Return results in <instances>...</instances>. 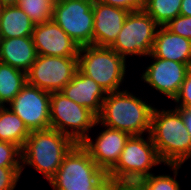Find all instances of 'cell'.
Returning a JSON list of instances; mask_svg holds the SVG:
<instances>
[{"instance_id":"obj_1","label":"cell","mask_w":191,"mask_h":190,"mask_svg":"<svg viewBox=\"0 0 191 190\" xmlns=\"http://www.w3.org/2000/svg\"><path fill=\"white\" fill-rule=\"evenodd\" d=\"M149 135L164 165H183L191 160V136L180 109L154 107Z\"/></svg>"},{"instance_id":"obj_2","label":"cell","mask_w":191,"mask_h":190,"mask_svg":"<svg viewBox=\"0 0 191 190\" xmlns=\"http://www.w3.org/2000/svg\"><path fill=\"white\" fill-rule=\"evenodd\" d=\"M107 93L98 121L107 127L128 133L130 136L150 133L155 105L146 98L136 97L129 89ZM153 105V106H152ZM145 133V134H144Z\"/></svg>"},{"instance_id":"obj_3","label":"cell","mask_w":191,"mask_h":190,"mask_svg":"<svg viewBox=\"0 0 191 190\" xmlns=\"http://www.w3.org/2000/svg\"><path fill=\"white\" fill-rule=\"evenodd\" d=\"M75 144L69 136L52 128L32 131L21 149V173L27 165L43 174L49 181Z\"/></svg>"},{"instance_id":"obj_4","label":"cell","mask_w":191,"mask_h":190,"mask_svg":"<svg viewBox=\"0 0 191 190\" xmlns=\"http://www.w3.org/2000/svg\"><path fill=\"white\" fill-rule=\"evenodd\" d=\"M126 61L110 47L86 45L78 52V69L106 93L124 90L121 85L127 78L126 69L129 67Z\"/></svg>"},{"instance_id":"obj_5","label":"cell","mask_w":191,"mask_h":190,"mask_svg":"<svg viewBox=\"0 0 191 190\" xmlns=\"http://www.w3.org/2000/svg\"><path fill=\"white\" fill-rule=\"evenodd\" d=\"M162 163L149 134L130 136L118 162L107 175L114 183L138 181L151 175V170Z\"/></svg>"},{"instance_id":"obj_6","label":"cell","mask_w":191,"mask_h":190,"mask_svg":"<svg viewBox=\"0 0 191 190\" xmlns=\"http://www.w3.org/2000/svg\"><path fill=\"white\" fill-rule=\"evenodd\" d=\"M105 174L89 152L76 143L48 182L53 190H90Z\"/></svg>"},{"instance_id":"obj_7","label":"cell","mask_w":191,"mask_h":190,"mask_svg":"<svg viewBox=\"0 0 191 190\" xmlns=\"http://www.w3.org/2000/svg\"><path fill=\"white\" fill-rule=\"evenodd\" d=\"M98 125V117L92 111L61 92H51L50 128L69 136L75 143H81Z\"/></svg>"},{"instance_id":"obj_8","label":"cell","mask_w":191,"mask_h":190,"mask_svg":"<svg viewBox=\"0 0 191 190\" xmlns=\"http://www.w3.org/2000/svg\"><path fill=\"white\" fill-rule=\"evenodd\" d=\"M159 25L143 9L129 12L115 42L110 46L127 60L128 57H146L153 49Z\"/></svg>"},{"instance_id":"obj_9","label":"cell","mask_w":191,"mask_h":190,"mask_svg":"<svg viewBox=\"0 0 191 190\" xmlns=\"http://www.w3.org/2000/svg\"><path fill=\"white\" fill-rule=\"evenodd\" d=\"M93 2L56 0L52 20L78 45H93Z\"/></svg>"},{"instance_id":"obj_10","label":"cell","mask_w":191,"mask_h":190,"mask_svg":"<svg viewBox=\"0 0 191 190\" xmlns=\"http://www.w3.org/2000/svg\"><path fill=\"white\" fill-rule=\"evenodd\" d=\"M78 70V57L37 55L27 72V83L48 92H60Z\"/></svg>"},{"instance_id":"obj_11","label":"cell","mask_w":191,"mask_h":190,"mask_svg":"<svg viewBox=\"0 0 191 190\" xmlns=\"http://www.w3.org/2000/svg\"><path fill=\"white\" fill-rule=\"evenodd\" d=\"M50 95L27 83L6 106L22 119L30 132L45 130L50 128Z\"/></svg>"},{"instance_id":"obj_12","label":"cell","mask_w":191,"mask_h":190,"mask_svg":"<svg viewBox=\"0 0 191 190\" xmlns=\"http://www.w3.org/2000/svg\"><path fill=\"white\" fill-rule=\"evenodd\" d=\"M148 57L152 61L145 67L146 69L144 68L140 79L152 89H155L160 95H164L171 101H174L191 66L158 58L152 53L145 58L149 59Z\"/></svg>"},{"instance_id":"obj_13","label":"cell","mask_w":191,"mask_h":190,"mask_svg":"<svg viewBox=\"0 0 191 190\" xmlns=\"http://www.w3.org/2000/svg\"><path fill=\"white\" fill-rule=\"evenodd\" d=\"M98 124L104 129L96 135L95 140L94 137L89 135L80 144L89 152L90 157L95 161L97 166L105 173H108L118 162L130 135L126 132L102 125L99 121Z\"/></svg>"},{"instance_id":"obj_14","label":"cell","mask_w":191,"mask_h":190,"mask_svg":"<svg viewBox=\"0 0 191 190\" xmlns=\"http://www.w3.org/2000/svg\"><path fill=\"white\" fill-rule=\"evenodd\" d=\"M32 38L37 55L78 57L79 45L53 20L36 24Z\"/></svg>"},{"instance_id":"obj_15","label":"cell","mask_w":191,"mask_h":190,"mask_svg":"<svg viewBox=\"0 0 191 190\" xmlns=\"http://www.w3.org/2000/svg\"><path fill=\"white\" fill-rule=\"evenodd\" d=\"M128 11L95 1L93 4V45L110 47L122 29Z\"/></svg>"},{"instance_id":"obj_16","label":"cell","mask_w":191,"mask_h":190,"mask_svg":"<svg viewBox=\"0 0 191 190\" xmlns=\"http://www.w3.org/2000/svg\"><path fill=\"white\" fill-rule=\"evenodd\" d=\"M67 98L92 111L97 117L107 95L103 88L79 69L72 80L60 91Z\"/></svg>"},{"instance_id":"obj_17","label":"cell","mask_w":191,"mask_h":190,"mask_svg":"<svg viewBox=\"0 0 191 190\" xmlns=\"http://www.w3.org/2000/svg\"><path fill=\"white\" fill-rule=\"evenodd\" d=\"M36 58L32 36L0 38V62L27 73Z\"/></svg>"},{"instance_id":"obj_18","label":"cell","mask_w":191,"mask_h":190,"mask_svg":"<svg viewBox=\"0 0 191 190\" xmlns=\"http://www.w3.org/2000/svg\"><path fill=\"white\" fill-rule=\"evenodd\" d=\"M155 57L191 66V40L159 26L151 52Z\"/></svg>"},{"instance_id":"obj_19","label":"cell","mask_w":191,"mask_h":190,"mask_svg":"<svg viewBox=\"0 0 191 190\" xmlns=\"http://www.w3.org/2000/svg\"><path fill=\"white\" fill-rule=\"evenodd\" d=\"M35 24L17 5L0 8V38L32 36Z\"/></svg>"},{"instance_id":"obj_20","label":"cell","mask_w":191,"mask_h":190,"mask_svg":"<svg viewBox=\"0 0 191 190\" xmlns=\"http://www.w3.org/2000/svg\"><path fill=\"white\" fill-rule=\"evenodd\" d=\"M22 119L8 106L0 107V141H7L23 148L30 135Z\"/></svg>"},{"instance_id":"obj_21","label":"cell","mask_w":191,"mask_h":190,"mask_svg":"<svg viewBox=\"0 0 191 190\" xmlns=\"http://www.w3.org/2000/svg\"><path fill=\"white\" fill-rule=\"evenodd\" d=\"M27 84V73L0 62V105H8Z\"/></svg>"},{"instance_id":"obj_22","label":"cell","mask_w":191,"mask_h":190,"mask_svg":"<svg viewBox=\"0 0 191 190\" xmlns=\"http://www.w3.org/2000/svg\"><path fill=\"white\" fill-rule=\"evenodd\" d=\"M181 2L182 0H142V9L159 26H165L180 15Z\"/></svg>"},{"instance_id":"obj_23","label":"cell","mask_w":191,"mask_h":190,"mask_svg":"<svg viewBox=\"0 0 191 190\" xmlns=\"http://www.w3.org/2000/svg\"><path fill=\"white\" fill-rule=\"evenodd\" d=\"M56 0H18L21 8L36 25L52 20Z\"/></svg>"},{"instance_id":"obj_24","label":"cell","mask_w":191,"mask_h":190,"mask_svg":"<svg viewBox=\"0 0 191 190\" xmlns=\"http://www.w3.org/2000/svg\"><path fill=\"white\" fill-rule=\"evenodd\" d=\"M170 171H173V176L166 173L158 174L152 173L149 176L142 178L140 181L147 187L148 190H181L180 182L176 179L179 169L182 165H166ZM172 169V170H171ZM155 174V175H154Z\"/></svg>"},{"instance_id":"obj_25","label":"cell","mask_w":191,"mask_h":190,"mask_svg":"<svg viewBox=\"0 0 191 190\" xmlns=\"http://www.w3.org/2000/svg\"><path fill=\"white\" fill-rule=\"evenodd\" d=\"M0 167H22L21 148L7 141H0Z\"/></svg>"},{"instance_id":"obj_26","label":"cell","mask_w":191,"mask_h":190,"mask_svg":"<svg viewBox=\"0 0 191 190\" xmlns=\"http://www.w3.org/2000/svg\"><path fill=\"white\" fill-rule=\"evenodd\" d=\"M21 172L22 167H0V190H14Z\"/></svg>"},{"instance_id":"obj_27","label":"cell","mask_w":191,"mask_h":190,"mask_svg":"<svg viewBox=\"0 0 191 190\" xmlns=\"http://www.w3.org/2000/svg\"><path fill=\"white\" fill-rule=\"evenodd\" d=\"M165 27L172 33L191 40V16L178 15Z\"/></svg>"},{"instance_id":"obj_28","label":"cell","mask_w":191,"mask_h":190,"mask_svg":"<svg viewBox=\"0 0 191 190\" xmlns=\"http://www.w3.org/2000/svg\"><path fill=\"white\" fill-rule=\"evenodd\" d=\"M173 102L176 103L175 108L177 109L191 108V69L186 74L179 93Z\"/></svg>"},{"instance_id":"obj_29","label":"cell","mask_w":191,"mask_h":190,"mask_svg":"<svg viewBox=\"0 0 191 190\" xmlns=\"http://www.w3.org/2000/svg\"><path fill=\"white\" fill-rule=\"evenodd\" d=\"M103 4L124 9L128 12L140 11L142 9V0H96Z\"/></svg>"},{"instance_id":"obj_30","label":"cell","mask_w":191,"mask_h":190,"mask_svg":"<svg viewBox=\"0 0 191 190\" xmlns=\"http://www.w3.org/2000/svg\"><path fill=\"white\" fill-rule=\"evenodd\" d=\"M112 190H148L147 187L140 181H121L114 183Z\"/></svg>"},{"instance_id":"obj_31","label":"cell","mask_w":191,"mask_h":190,"mask_svg":"<svg viewBox=\"0 0 191 190\" xmlns=\"http://www.w3.org/2000/svg\"><path fill=\"white\" fill-rule=\"evenodd\" d=\"M114 182L107 173L90 190H112Z\"/></svg>"},{"instance_id":"obj_32","label":"cell","mask_w":191,"mask_h":190,"mask_svg":"<svg viewBox=\"0 0 191 190\" xmlns=\"http://www.w3.org/2000/svg\"><path fill=\"white\" fill-rule=\"evenodd\" d=\"M180 15L191 16V0H182Z\"/></svg>"},{"instance_id":"obj_33","label":"cell","mask_w":191,"mask_h":190,"mask_svg":"<svg viewBox=\"0 0 191 190\" xmlns=\"http://www.w3.org/2000/svg\"><path fill=\"white\" fill-rule=\"evenodd\" d=\"M183 113V117L187 126V131L191 136V108L189 109H180Z\"/></svg>"},{"instance_id":"obj_34","label":"cell","mask_w":191,"mask_h":190,"mask_svg":"<svg viewBox=\"0 0 191 190\" xmlns=\"http://www.w3.org/2000/svg\"><path fill=\"white\" fill-rule=\"evenodd\" d=\"M18 0H0V7L17 5Z\"/></svg>"},{"instance_id":"obj_35","label":"cell","mask_w":191,"mask_h":190,"mask_svg":"<svg viewBox=\"0 0 191 190\" xmlns=\"http://www.w3.org/2000/svg\"><path fill=\"white\" fill-rule=\"evenodd\" d=\"M82 1H88V2H95L96 0H82Z\"/></svg>"}]
</instances>
